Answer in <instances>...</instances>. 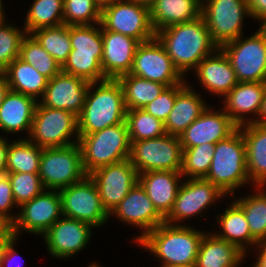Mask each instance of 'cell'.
Here are the masks:
<instances>
[{"label":"cell","mask_w":266,"mask_h":267,"mask_svg":"<svg viewBox=\"0 0 266 267\" xmlns=\"http://www.w3.org/2000/svg\"><path fill=\"white\" fill-rule=\"evenodd\" d=\"M155 37L183 76L219 49L202 16L190 22L168 26L158 31Z\"/></svg>","instance_id":"6da1fadb"},{"label":"cell","mask_w":266,"mask_h":267,"mask_svg":"<svg viewBox=\"0 0 266 267\" xmlns=\"http://www.w3.org/2000/svg\"><path fill=\"white\" fill-rule=\"evenodd\" d=\"M203 231L184 225L161 223L137 243L162 262L161 267L196 264Z\"/></svg>","instance_id":"7a4b0ae2"},{"label":"cell","mask_w":266,"mask_h":267,"mask_svg":"<svg viewBox=\"0 0 266 267\" xmlns=\"http://www.w3.org/2000/svg\"><path fill=\"white\" fill-rule=\"evenodd\" d=\"M98 85V86H96ZM95 91H92L95 87ZM78 118L79 135L91 134L125 122L123 90L117 79L90 83Z\"/></svg>","instance_id":"3957f363"},{"label":"cell","mask_w":266,"mask_h":267,"mask_svg":"<svg viewBox=\"0 0 266 267\" xmlns=\"http://www.w3.org/2000/svg\"><path fill=\"white\" fill-rule=\"evenodd\" d=\"M215 152L208 174L204 178L226 196L250 182L247 172L246 146L240 127L214 146Z\"/></svg>","instance_id":"277c9868"},{"label":"cell","mask_w":266,"mask_h":267,"mask_svg":"<svg viewBox=\"0 0 266 267\" xmlns=\"http://www.w3.org/2000/svg\"><path fill=\"white\" fill-rule=\"evenodd\" d=\"M82 165L89 175L95 169L129 159L131 141L126 122L91 134L79 135Z\"/></svg>","instance_id":"5b68a950"},{"label":"cell","mask_w":266,"mask_h":267,"mask_svg":"<svg viewBox=\"0 0 266 267\" xmlns=\"http://www.w3.org/2000/svg\"><path fill=\"white\" fill-rule=\"evenodd\" d=\"M76 135V141L71 136ZM78 118L66 110L36 105L28 140L42 148L66 147L78 143Z\"/></svg>","instance_id":"8992f818"},{"label":"cell","mask_w":266,"mask_h":267,"mask_svg":"<svg viewBox=\"0 0 266 267\" xmlns=\"http://www.w3.org/2000/svg\"><path fill=\"white\" fill-rule=\"evenodd\" d=\"M242 38L220 47L229 58L238 82H266V30L260 27L254 35Z\"/></svg>","instance_id":"52a82bcc"},{"label":"cell","mask_w":266,"mask_h":267,"mask_svg":"<svg viewBox=\"0 0 266 267\" xmlns=\"http://www.w3.org/2000/svg\"><path fill=\"white\" fill-rule=\"evenodd\" d=\"M99 27L132 37L140 43L155 38L150 7L136 0H117L101 9Z\"/></svg>","instance_id":"ba28073f"},{"label":"cell","mask_w":266,"mask_h":267,"mask_svg":"<svg viewBox=\"0 0 266 267\" xmlns=\"http://www.w3.org/2000/svg\"><path fill=\"white\" fill-rule=\"evenodd\" d=\"M39 176L47 190H60L81 181L87 174L78 143L66 147L42 148Z\"/></svg>","instance_id":"9c48e42d"},{"label":"cell","mask_w":266,"mask_h":267,"mask_svg":"<svg viewBox=\"0 0 266 267\" xmlns=\"http://www.w3.org/2000/svg\"><path fill=\"white\" fill-rule=\"evenodd\" d=\"M183 149L179 136L131 142L129 160L138 174L150 171H181Z\"/></svg>","instance_id":"30bf717a"},{"label":"cell","mask_w":266,"mask_h":267,"mask_svg":"<svg viewBox=\"0 0 266 267\" xmlns=\"http://www.w3.org/2000/svg\"><path fill=\"white\" fill-rule=\"evenodd\" d=\"M58 192L63 217L83 221L93 228L108 220L109 214L102 206L97 185L89 175Z\"/></svg>","instance_id":"8fae6325"},{"label":"cell","mask_w":266,"mask_h":267,"mask_svg":"<svg viewBox=\"0 0 266 267\" xmlns=\"http://www.w3.org/2000/svg\"><path fill=\"white\" fill-rule=\"evenodd\" d=\"M245 15L251 17L247 0H202L201 16L219 47L243 35Z\"/></svg>","instance_id":"7c38bea8"},{"label":"cell","mask_w":266,"mask_h":267,"mask_svg":"<svg viewBox=\"0 0 266 267\" xmlns=\"http://www.w3.org/2000/svg\"><path fill=\"white\" fill-rule=\"evenodd\" d=\"M130 74L166 87L186 82L156 37L138 45Z\"/></svg>","instance_id":"4fadbf2b"},{"label":"cell","mask_w":266,"mask_h":267,"mask_svg":"<svg viewBox=\"0 0 266 267\" xmlns=\"http://www.w3.org/2000/svg\"><path fill=\"white\" fill-rule=\"evenodd\" d=\"M19 208L21 211L12 224V233L17 238L20 235V229L43 235L62 215L58 190L44 189L38 196L23 203Z\"/></svg>","instance_id":"5bb4252c"},{"label":"cell","mask_w":266,"mask_h":267,"mask_svg":"<svg viewBox=\"0 0 266 267\" xmlns=\"http://www.w3.org/2000/svg\"><path fill=\"white\" fill-rule=\"evenodd\" d=\"M97 185L103 208L110 214L138 182L129 159L95 169L89 174Z\"/></svg>","instance_id":"9a60e30c"},{"label":"cell","mask_w":266,"mask_h":267,"mask_svg":"<svg viewBox=\"0 0 266 267\" xmlns=\"http://www.w3.org/2000/svg\"><path fill=\"white\" fill-rule=\"evenodd\" d=\"M224 195L226 194L217 186L204 178H187L179 188L172 210L165 217V223L176 225V222L202 214L203 210Z\"/></svg>","instance_id":"2e32d148"},{"label":"cell","mask_w":266,"mask_h":267,"mask_svg":"<svg viewBox=\"0 0 266 267\" xmlns=\"http://www.w3.org/2000/svg\"><path fill=\"white\" fill-rule=\"evenodd\" d=\"M92 226L71 218H60L44 234L49 253L57 259L77 254L90 241Z\"/></svg>","instance_id":"e0dca14e"},{"label":"cell","mask_w":266,"mask_h":267,"mask_svg":"<svg viewBox=\"0 0 266 267\" xmlns=\"http://www.w3.org/2000/svg\"><path fill=\"white\" fill-rule=\"evenodd\" d=\"M113 213L119 220L143 229L144 232L135 238L136 242L165 222V218L154 207L153 202L139 182L130 189L109 216Z\"/></svg>","instance_id":"ac0fdd59"},{"label":"cell","mask_w":266,"mask_h":267,"mask_svg":"<svg viewBox=\"0 0 266 267\" xmlns=\"http://www.w3.org/2000/svg\"><path fill=\"white\" fill-rule=\"evenodd\" d=\"M89 84L82 78L61 71L48 80L39 103L49 108L69 111L78 117L84 106Z\"/></svg>","instance_id":"d6986e66"},{"label":"cell","mask_w":266,"mask_h":267,"mask_svg":"<svg viewBox=\"0 0 266 267\" xmlns=\"http://www.w3.org/2000/svg\"><path fill=\"white\" fill-rule=\"evenodd\" d=\"M238 126L225 111L207 109L192 122L179 136L182 149L201 144H216L230 136Z\"/></svg>","instance_id":"ffe728a7"},{"label":"cell","mask_w":266,"mask_h":267,"mask_svg":"<svg viewBox=\"0 0 266 267\" xmlns=\"http://www.w3.org/2000/svg\"><path fill=\"white\" fill-rule=\"evenodd\" d=\"M103 57L101 66L107 79H117L131 71L140 42L121 33L101 28Z\"/></svg>","instance_id":"44dd1931"},{"label":"cell","mask_w":266,"mask_h":267,"mask_svg":"<svg viewBox=\"0 0 266 267\" xmlns=\"http://www.w3.org/2000/svg\"><path fill=\"white\" fill-rule=\"evenodd\" d=\"M265 91L266 82H238L224 96L223 110L238 127L252 123L254 118L247 119L244 115L252 114L259 117Z\"/></svg>","instance_id":"7402d4cb"},{"label":"cell","mask_w":266,"mask_h":267,"mask_svg":"<svg viewBox=\"0 0 266 267\" xmlns=\"http://www.w3.org/2000/svg\"><path fill=\"white\" fill-rule=\"evenodd\" d=\"M215 53L205 57L194 70L201 85L211 94L225 96L235 87L238 80L224 51L219 47Z\"/></svg>","instance_id":"603a6c76"},{"label":"cell","mask_w":266,"mask_h":267,"mask_svg":"<svg viewBox=\"0 0 266 267\" xmlns=\"http://www.w3.org/2000/svg\"><path fill=\"white\" fill-rule=\"evenodd\" d=\"M181 176L180 171L162 170L138 174V182L164 218L172 210L182 184Z\"/></svg>","instance_id":"cb8c5ba5"},{"label":"cell","mask_w":266,"mask_h":267,"mask_svg":"<svg viewBox=\"0 0 266 267\" xmlns=\"http://www.w3.org/2000/svg\"><path fill=\"white\" fill-rule=\"evenodd\" d=\"M37 103L34 98L9 89L0 106V129L10 134L25 130L29 135Z\"/></svg>","instance_id":"d4e9b609"},{"label":"cell","mask_w":266,"mask_h":267,"mask_svg":"<svg viewBox=\"0 0 266 267\" xmlns=\"http://www.w3.org/2000/svg\"><path fill=\"white\" fill-rule=\"evenodd\" d=\"M246 146L247 172L254 186L266 185V124L240 126Z\"/></svg>","instance_id":"484cf974"},{"label":"cell","mask_w":266,"mask_h":267,"mask_svg":"<svg viewBox=\"0 0 266 267\" xmlns=\"http://www.w3.org/2000/svg\"><path fill=\"white\" fill-rule=\"evenodd\" d=\"M150 7L152 27L158 31L179 23L196 20L201 16V0H155Z\"/></svg>","instance_id":"4316f807"},{"label":"cell","mask_w":266,"mask_h":267,"mask_svg":"<svg viewBox=\"0 0 266 267\" xmlns=\"http://www.w3.org/2000/svg\"><path fill=\"white\" fill-rule=\"evenodd\" d=\"M202 99L186 84L177 93L173 109L164 123L166 134L180 136L207 109Z\"/></svg>","instance_id":"83f0119b"},{"label":"cell","mask_w":266,"mask_h":267,"mask_svg":"<svg viewBox=\"0 0 266 267\" xmlns=\"http://www.w3.org/2000/svg\"><path fill=\"white\" fill-rule=\"evenodd\" d=\"M246 255L235 245L213 233L204 234L196 259V267H239Z\"/></svg>","instance_id":"f1b7e54d"},{"label":"cell","mask_w":266,"mask_h":267,"mask_svg":"<svg viewBox=\"0 0 266 267\" xmlns=\"http://www.w3.org/2000/svg\"><path fill=\"white\" fill-rule=\"evenodd\" d=\"M220 224V233H213L219 239L235 245L246 255V250L259 242L251 235L243 209L234 201L225 212L216 216ZM248 245V247H247Z\"/></svg>","instance_id":"f546056e"},{"label":"cell","mask_w":266,"mask_h":267,"mask_svg":"<svg viewBox=\"0 0 266 267\" xmlns=\"http://www.w3.org/2000/svg\"><path fill=\"white\" fill-rule=\"evenodd\" d=\"M4 73L10 90L32 97L36 101L37 97L44 95L49 79L19 57L4 69Z\"/></svg>","instance_id":"4dcf8cb0"},{"label":"cell","mask_w":266,"mask_h":267,"mask_svg":"<svg viewBox=\"0 0 266 267\" xmlns=\"http://www.w3.org/2000/svg\"><path fill=\"white\" fill-rule=\"evenodd\" d=\"M123 90L126 110L143 109L166 88L165 85L134 76L130 73L117 78Z\"/></svg>","instance_id":"1f68e13d"},{"label":"cell","mask_w":266,"mask_h":267,"mask_svg":"<svg viewBox=\"0 0 266 267\" xmlns=\"http://www.w3.org/2000/svg\"><path fill=\"white\" fill-rule=\"evenodd\" d=\"M41 153L42 147L28 139L8 141L6 173H39Z\"/></svg>","instance_id":"d6a6232c"},{"label":"cell","mask_w":266,"mask_h":267,"mask_svg":"<svg viewBox=\"0 0 266 267\" xmlns=\"http://www.w3.org/2000/svg\"><path fill=\"white\" fill-rule=\"evenodd\" d=\"M64 0H35L26 14L23 30L31 34L41 28L63 25Z\"/></svg>","instance_id":"836d02e7"},{"label":"cell","mask_w":266,"mask_h":267,"mask_svg":"<svg viewBox=\"0 0 266 267\" xmlns=\"http://www.w3.org/2000/svg\"><path fill=\"white\" fill-rule=\"evenodd\" d=\"M31 35L62 67L72 51L70 39V25L41 28Z\"/></svg>","instance_id":"e575fe53"},{"label":"cell","mask_w":266,"mask_h":267,"mask_svg":"<svg viewBox=\"0 0 266 267\" xmlns=\"http://www.w3.org/2000/svg\"><path fill=\"white\" fill-rule=\"evenodd\" d=\"M256 194L240 198L235 202L243 209L251 235L258 242H266V191L264 186H255ZM261 190V191H260Z\"/></svg>","instance_id":"d590c367"},{"label":"cell","mask_w":266,"mask_h":267,"mask_svg":"<svg viewBox=\"0 0 266 267\" xmlns=\"http://www.w3.org/2000/svg\"><path fill=\"white\" fill-rule=\"evenodd\" d=\"M19 58L32 65L34 69L48 79H52L62 71V67L31 34H27L23 38Z\"/></svg>","instance_id":"8d00e7d4"},{"label":"cell","mask_w":266,"mask_h":267,"mask_svg":"<svg viewBox=\"0 0 266 267\" xmlns=\"http://www.w3.org/2000/svg\"><path fill=\"white\" fill-rule=\"evenodd\" d=\"M125 122L131 142L154 139L166 134L164 123L143 109L126 110Z\"/></svg>","instance_id":"74e56055"},{"label":"cell","mask_w":266,"mask_h":267,"mask_svg":"<svg viewBox=\"0 0 266 267\" xmlns=\"http://www.w3.org/2000/svg\"><path fill=\"white\" fill-rule=\"evenodd\" d=\"M215 144L205 143L183 149L181 174L190 179L205 178L209 172Z\"/></svg>","instance_id":"f35d334b"},{"label":"cell","mask_w":266,"mask_h":267,"mask_svg":"<svg viewBox=\"0 0 266 267\" xmlns=\"http://www.w3.org/2000/svg\"><path fill=\"white\" fill-rule=\"evenodd\" d=\"M62 72L82 78L89 83L101 82L104 76L101 61L92 54L71 51L62 66Z\"/></svg>","instance_id":"ab89813d"},{"label":"cell","mask_w":266,"mask_h":267,"mask_svg":"<svg viewBox=\"0 0 266 267\" xmlns=\"http://www.w3.org/2000/svg\"><path fill=\"white\" fill-rule=\"evenodd\" d=\"M96 25H70L72 51L92 54L100 61L103 57L101 29Z\"/></svg>","instance_id":"60d3db41"},{"label":"cell","mask_w":266,"mask_h":267,"mask_svg":"<svg viewBox=\"0 0 266 267\" xmlns=\"http://www.w3.org/2000/svg\"><path fill=\"white\" fill-rule=\"evenodd\" d=\"M101 9L94 0H64V25H93L99 26ZM93 22V23H92Z\"/></svg>","instance_id":"b9f144b4"},{"label":"cell","mask_w":266,"mask_h":267,"mask_svg":"<svg viewBox=\"0 0 266 267\" xmlns=\"http://www.w3.org/2000/svg\"><path fill=\"white\" fill-rule=\"evenodd\" d=\"M6 174L10 179L13 197L18 207L38 196L45 189L38 173L20 172Z\"/></svg>","instance_id":"7bdbcfd3"},{"label":"cell","mask_w":266,"mask_h":267,"mask_svg":"<svg viewBox=\"0 0 266 267\" xmlns=\"http://www.w3.org/2000/svg\"><path fill=\"white\" fill-rule=\"evenodd\" d=\"M27 35L14 25L0 22V67L4 70L14 59L19 57L21 43Z\"/></svg>","instance_id":"ee69618b"},{"label":"cell","mask_w":266,"mask_h":267,"mask_svg":"<svg viewBox=\"0 0 266 267\" xmlns=\"http://www.w3.org/2000/svg\"><path fill=\"white\" fill-rule=\"evenodd\" d=\"M187 83L177 84L171 87H166L165 90L152 102L148 103L143 110L150 113L163 123L167 120L170 112L173 109L174 102L176 100L177 93Z\"/></svg>","instance_id":"f6af8a7d"},{"label":"cell","mask_w":266,"mask_h":267,"mask_svg":"<svg viewBox=\"0 0 266 267\" xmlns=\"http://www.w3.org/2000/svg\"><path fill=\"white\" fill-rule=\"evenodd\" d=\"M16 206L10 179L7 174L0 176V216L7 220L11 225L16 221L17 216H12L8 212Z\"/></svg>","instance_id":"bcb514c9"},{"label":"cell","mask_w":266,"mask_h":267,"mask_svg":"<svg viewBox=\"0 0 266 267\" xmlns=\"http://www.w3.org/2000/svg\"><path fill=\"white\" fill-rule=\"evenodd\" d=\"M251 18L260 20L263 27L266 25V0H247Z\"/></svg>","instance_id":"7dc6e473"},{"label":"cell","mask_w":266,"mask_h":267,"mask_svg":"<svg viewBox=\"0 0 266 267\" xmlns=\"http://www.w3.org/2000/svg\"><path fill=\"white\" fill-rule=\"evenodd\" d=\"M16 240H17V237H13L9 242H8V244H7V246H6V248H5V251H4V253H3V256H2V259H1V263H0V267H5V265H9L10 267H11V265L13 266V265H15L16 266V264L15 263H13L12 261H13V258L15 257V255L16 254H18L17 253V251H15L14 250V244H15V242H16ZM5 264V265H4ZM7 265V267H9ZM18 265V264H17ZM19 267H20V265H19Z\"/></svg>","instance_id":"c3c4849f"},{"label":"cell","mask_w":266,"mask_h":267,"mask_svg":"<svg viewBox=\"0 0 266 267\" xmlns=\"http://www.w3.org/2000/svg\"><path fill=\"white\" fill-rule=\"evenodd\" d=\"M4 137H0V176L6 174V158L8 150V142Z\"/></svg>","instance_id":"681fc988"},{"label":"cell","mask_w":266,"mask_h":267,"mask_svg":"<svg viewBox=\"0 0 266 267\" xmlns=\"http://www.w3.org/2000/svg\"><path fill=\"white\" fill-rule=\"evenodd\" d=\"M12 225L0 216V238H13Z\"/></svg>","instance_id":"f907efd6"},{"label":"cell","mask_w":266,"mask_h":267,"mask_svg":"<svg viewBox=\"0 0 266 267\" xmlns=\"http://www.w3.org/2000/svg\"><path fill=\"white\" fill-rule=\"evenodd\" d=\"M256 246H258L256 248L261 249L257 262L253 264V267H266V242H259Z\"/></svg>","instance_id":"816d5d0a"},{"label":"cell","mask_w":266,"mask_h":267,"mask_svg":"<svg viewBox=\"0 0 266 267\" xmlns=\"http://www.w3.org/2000/svg\"><path fill=\"white\" fill-rule=\"evenodd\" d=\"M9 91V85L5 73H0V106Z\"/></svg>","instance_id":"f5cc1de1"},{"label":"cell","mask_w":266,"mask_h":267,"mask_svg":"<svg viewBox=\"0 0 266 267\" xmlns=\"http://www.w3.org/2000/svg\"><path fill=\"white\" fill-rule=\"evenodd\" d=\"M259 118H256L255 120H253V122L255 123H260V124H266V91L264 93L263 96V101H262V106H261V110L259 113Z\"/></svg>","instance_id":"db71d44e"},{"label":"cell","mask_w":266,"mask_h":267,"mask_svg":"<svg viewBox=\"0 0 266 267\" xmlns=\"http://www.w3.org/2000/svg\"><path fill=\"white\" fill-rule=\"evenodd\" d=\"M11 239L12 238H0V263H1L3 253L5 251V248Z\"/></svg>","instance_id":"11a10c76"},{"label":"cell","mask_w":266,"mask_h":267,"mask_svg":"<svg viewBox=\"0 0 266 267\" xmlns=\"http://www.w3.org/2000/svg\"><path fill=\"white\" fill-rule=\"evenodd\" d=\"M94 1L100 7V9H103L104 7L111 5L114 1L117 0H94Z\"/></svg>","instance_id":"9f6ffc18"},{"label":"cell","mask_w":266,"mask_h":267,"mask_svg":"<svg viewBox=\"0 0 266 267\" xmlns=\"http://www.w3.org/2000/svg\"><path fill=\"white\" fill-rule=\"evenodd\" d=\"M3 4H2V0H0V22L4 21L6 17H4V12H3Z\"/></svg>","instance_id":"6f0895ef"},{"label":"cell","mask_w":266,"mask_h":267,"mask_svg":"<svg viewBox=\"0 0 266 267\" xmlns=\"http://www.w3.org/2000/svg\"><path fill=\"white\" fill-rule=\"evenodd\" d=\"M136 1L147 4V5H151L155 0H136Z\"/></svg>","instance_id":"680465c9"},{"label":"cell","mask_w":266,"mask_h":267,"mask_svg":"<svg viewBox=\"0 0 266 267\" xmlns=\"http://www.w3.org/2000/svg\"><path fill=\"white\" fill-rule=\"evenodd\" d=\"M170 267H196L195 264L193 265H177V266H170Z\"/></svg>","instance_id":"91938a15"},{"label":"cell","mask_w":266,"mask_h":267,"mask_svg":"<svg viewBox=\"0 0 266 267\" xmlns=\"http://www.w3.org/2000/svg\"><path fill=\"white\" fill-rule=\"evenodd\" d=\"M88 267H101V266H99L98 264H96V263L94 262V263H92L91 265H89Z\"/></svg>","instance_id":"94428289"},{"label":"cell","mask_w":266,"mask_h":267,"mask_svg":"<svg viewBox=\"0 0 266 267\" xmlns=\"http://www.w3.org/2000/svg\"><path fill=\"white\" fill-rule=\"evenodd\" d=\"M0 73H4V70L0 67Z\"/></svg>","instance_id":"6125c7cd"}]
</instances>
